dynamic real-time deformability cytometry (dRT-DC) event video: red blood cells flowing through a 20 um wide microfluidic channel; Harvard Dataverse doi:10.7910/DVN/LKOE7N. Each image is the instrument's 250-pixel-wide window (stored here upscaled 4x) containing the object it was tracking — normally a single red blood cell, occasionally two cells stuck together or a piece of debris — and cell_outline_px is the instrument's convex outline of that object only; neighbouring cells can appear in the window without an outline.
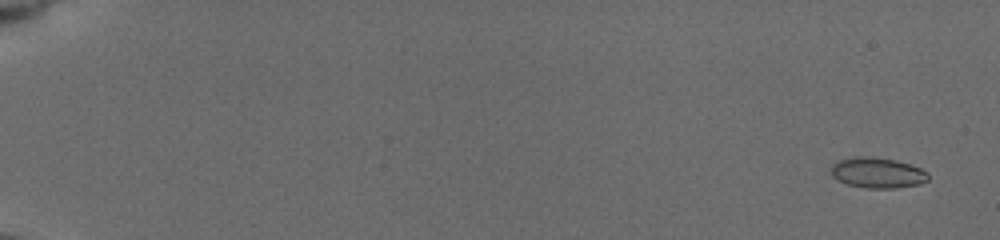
{"species": "common noctule bat (a hibernating species)", "species_latin": "Nyctalus noctula", "temperature_condition": "cold", "stored_images_in_passage": 58, "camera_frame_rate_fps": 3000, "um_per_image_px": 0.085, "animal": {"sex": "female", "body_mass_g": 19.5, "forearm_length_mm": 54.1}, "frame": {"image": 1, "passage_image": 3, "time_ms": 0.667, "image_size_px": [1000, 240], "cell_outline_px": [[928, 180], [920, 184], [896, 188], [864, 188], [848, 184], [832, 176], [828, 172], [832, 164], [840, 160], [892, 160], [908, 164], [920, 168], [928, 172]], "centroid_in_image_um": [74.62, 14.76], "position_along_channel_um": 10.4, "area_um2": 16.3}}
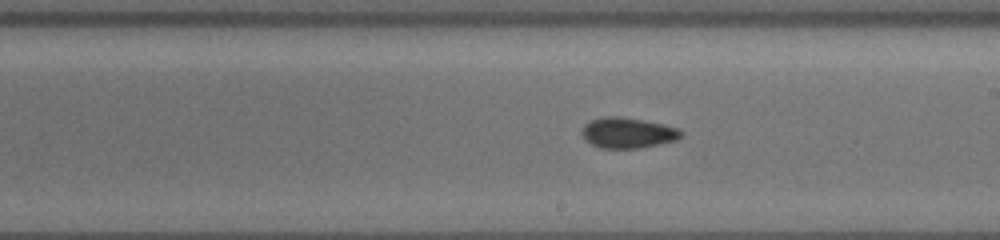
{"frame": {"image": 2, "passage_image": 36, "time_ms": 11.667, "image_size_px": [1000, 240], "cell_outline_px": [[684, 132], [676, 140], [640, 148], [600, 148], [592, 144], [580, 132], [584, 124], [592, 120], [608, 116], [620, 116], [664, 124], [680, 128]], "centroid_in_image_um": [53.38, 11.28], "position_along_channel_um": 235.6, "area_um2": 17.57}}
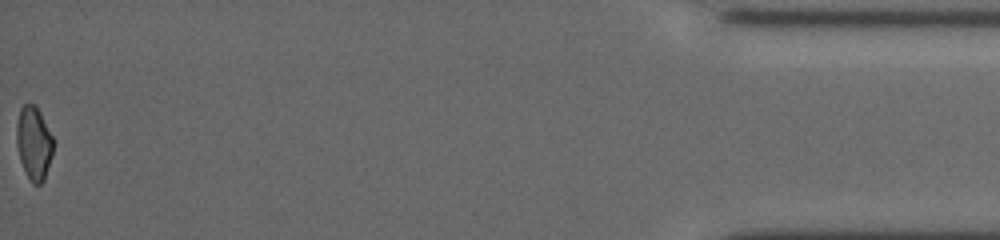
{"frame": {"image": 3, "passage_image": 58, "time_ms": 19.0, "image_size_px": [1000, 240], "cell_outline_px": [[52, 156], [44, 180], [40, 184], [32, 184], [20, 160], [16, 144], [16, 124], [20, 108], [24, 104], [36, 104], [52, 136]], "centroid_in_image_um": [2.86, 12.14], "position_along_channel_um": 432.3, "area_um2": 15.61}, "authors_computed_cell_mechanics": {"area_um2": 16.6753, "velocity_mm_per_s": 3.7673, "shape_relaxation_time_tau1_ms": 9.3112, "shape_relaxation_time_tau2_ms": 2.1284, "deformation_change_tau1": 0.1691, "deformation_change_tau2": 0.078}}